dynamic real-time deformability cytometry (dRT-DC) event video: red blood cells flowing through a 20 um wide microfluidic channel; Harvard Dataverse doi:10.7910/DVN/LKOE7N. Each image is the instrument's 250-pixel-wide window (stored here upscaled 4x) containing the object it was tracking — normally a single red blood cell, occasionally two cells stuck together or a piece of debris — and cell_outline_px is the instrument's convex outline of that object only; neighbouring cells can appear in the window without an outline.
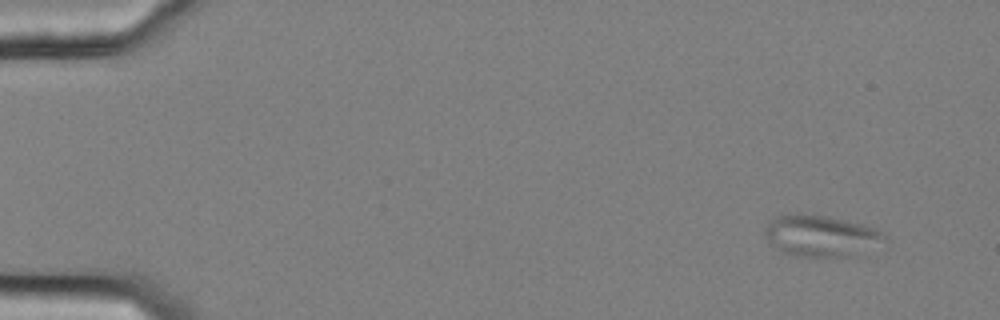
{"species": "common noctule bat (a hibernating species)", "species_latin": "Nyctalus noctula", "temperature_condition": "cold", "stored_images_in_passage": 32, "camera_frame_rate_fps": 3000, "um_per_image_px": 0.085, "animal": {"sex": "female", "body_mass_g": 25.1}, "frame": {"image": 1, "passage_image": 1, "time_ms": 0.0, "image_size_px": [1000, 320], "cell_outline_px": [[888, 240], [848, 256], [796, 256], [784, 252], [776, 248], [772, 244], [764, 232], [764, 228], [776, 216], [800, 212], [828, 216], [876, 228], [884, 232]], "centroid_in_image_um": [69.76, 20.01], "position_along_channel_um": 15.2, "area_um2": 28.44}}
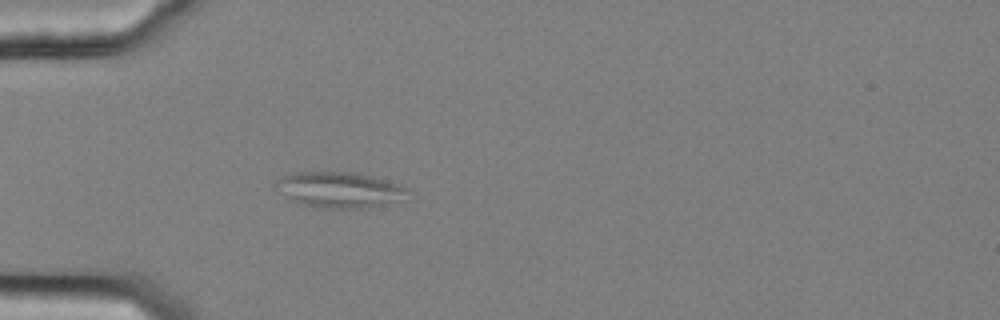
{"frame": {"image": 2, "passage_image": 14, "time_ms": 4.333, "image_size_px": [1000, 320], "cell_outline_px": [[408, 188], [400, 200], [368, 208], [320, 208], [304, 204], [292, 200], [272, 188], [276, 180], [284, 176], [296, 172], [356, 172], [372, 176]], "centroid_in_image_um": [28.77, 16.13], "position_along_channel_um": 56.2, "area_um2": 27.17}}
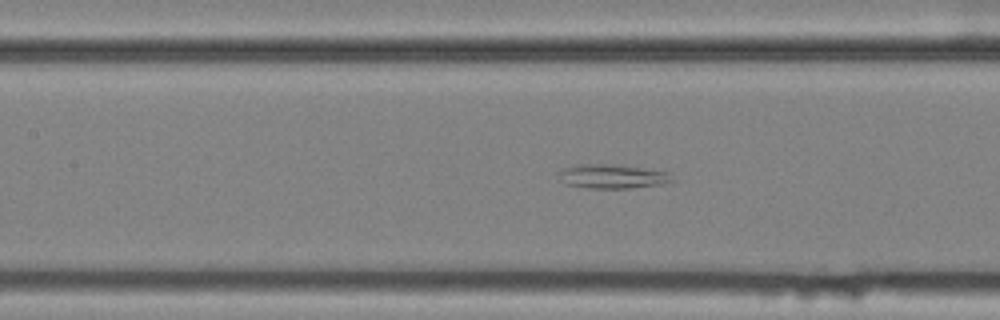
{"frame": {"image": 3, "passage_image": 23, "time_ms": 7.333, "image_size_px": [1000, 320], "cell_outline_px": [[672, 180], [660, 184], [632, 188], [588, 188], [564, 184], [556, 176], [556, 172], [564, 168], [576, 164], [608, 164], [640, 168], [668, 172]], "centroid_in_image_um": [51.91, 14.99], "position_along_channel_um": 155.5, "area_um2": 15.84}}